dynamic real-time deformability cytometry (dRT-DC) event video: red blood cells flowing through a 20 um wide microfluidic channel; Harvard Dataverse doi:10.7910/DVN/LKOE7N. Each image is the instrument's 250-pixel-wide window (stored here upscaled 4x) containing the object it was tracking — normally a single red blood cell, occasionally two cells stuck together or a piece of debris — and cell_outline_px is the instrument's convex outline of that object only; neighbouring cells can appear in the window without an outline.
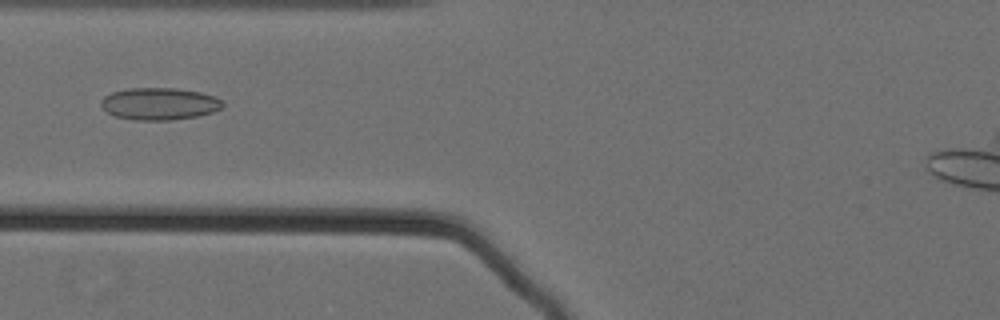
{"species": "Egyptian fruit bat (a non-hibernating species)", "species_latin": "Rousettus aegyptiacus", "temperature_condition": "cold", "stored_images_in_passage": 47, "camera_frame_rate_fps": 3000, "um_per_image_px": 0.085, "animal": {"sex": "female"}, "frame": {"image": 1, "passage_image": 14, "time_ms": 4.333, "image_size_px": [1000, 320], "cell_outline_px": [[224, 104], [220, 108], [212, 112], [196, 116], [172, 120], [136, 120], [116, 116], [108, 112], [100, 104], [100, 100], [104, 96], [112, 92], [128, 88], [176, 88], [200, 92], [216, 96]], "centroid_in_image_um": [13.54, 8.81], "position_along_channel_um": 112.3, "area_um2": 22.72}}
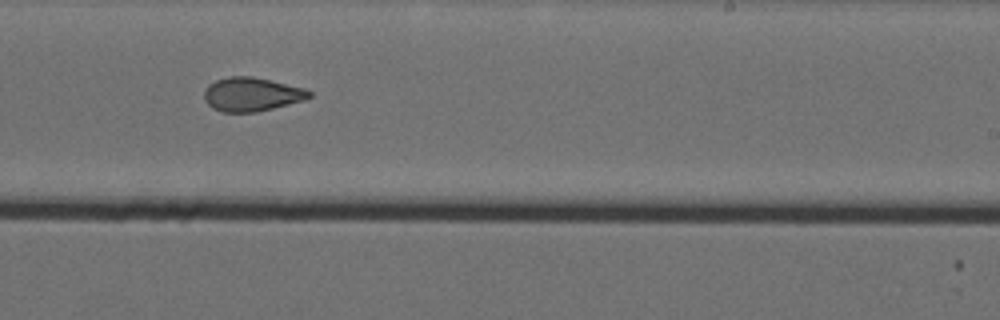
{"frame": {"image": 2, "passage_image": 27, "time_ms": 8.667, "image_size_px": [1000, 320], "cell_outline_px": [[312, 96], [304, 100], [256, 112], [224, 112], [212, 108], [204, 100], [204, 92], [208, 84], [216, 80], [228, 76], [252, 76], [304, 88], [312, 92]], "centroid_in_image_um": [21.37, 8.01], "position_along_channel_um": 267.6, "area_um2": 20.63}}
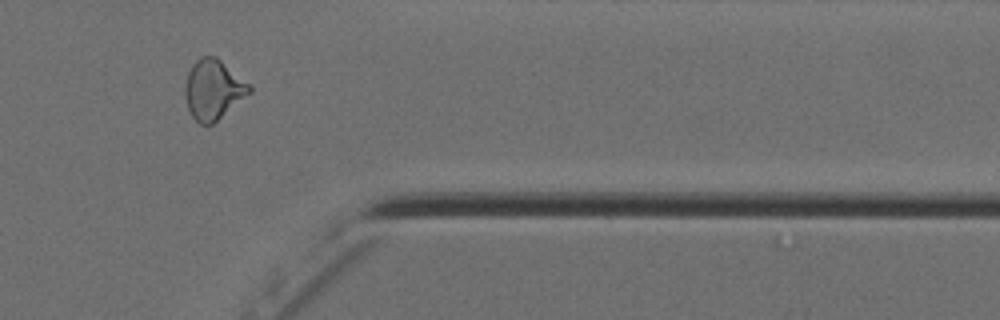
{"frame": {"image": 3, "passage_image": 38, "time_ms": 12.333, "image_size_px": [1000, 320], "cell_outline_px": [[252, 92], [212, 124], [200, 124], [192, 116], [188, 108], [184, 92], [184, 88], [188, 72], [192, 64], [200, 56], [216, 56], [248, 84], [252, 88]], "centroid_in_image_um": [18.1, 7.61], "position_along_channel_um": 393.3, "area_um2": 22.14}}